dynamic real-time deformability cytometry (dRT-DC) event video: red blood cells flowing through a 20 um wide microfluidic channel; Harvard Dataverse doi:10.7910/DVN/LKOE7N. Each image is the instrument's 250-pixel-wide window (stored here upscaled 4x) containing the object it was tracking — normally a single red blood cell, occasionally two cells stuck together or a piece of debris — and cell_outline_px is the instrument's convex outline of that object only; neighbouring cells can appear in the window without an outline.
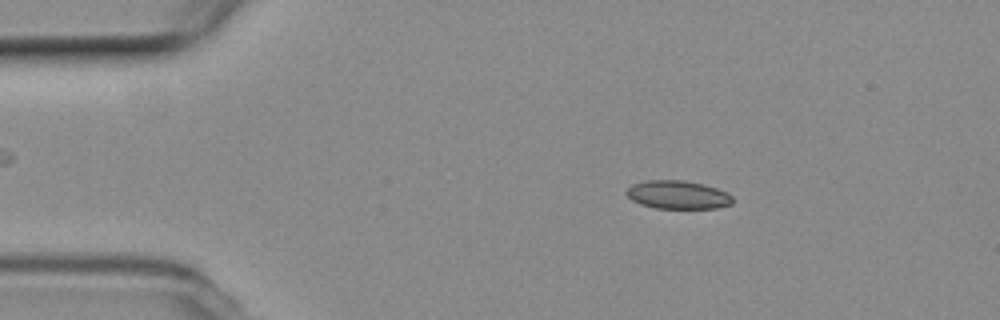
{"species": "common noctule bat (a hibernating species)", "species_latin": "Nyctalus noctula", "temperature_condition": "room temperature", "stored_images_in_passage": 3, "camera_frame_rate_fps": 3000, "um_per_image_px": 0.085, "animal": {"sex": "female", "body_mass_g": 19.3, "forearm_length_mm": 54.1}, "frame": {"image": 1, "passage_image": 1, "time_ms": 0.0, "image_size_px": [1000, 320], "cell_outline_px": [[732, 204], [716, 208], [656, 208], [640, 204], [632, 200], [624, 192], [632, 184], [648, 180], [684, 180], [704, 184], [728, 192], [732, 196]], "centroid_in_image_um": [57.61, 16.55], "position_along_channel_um": 27.4, "area_um2": 17.57}}
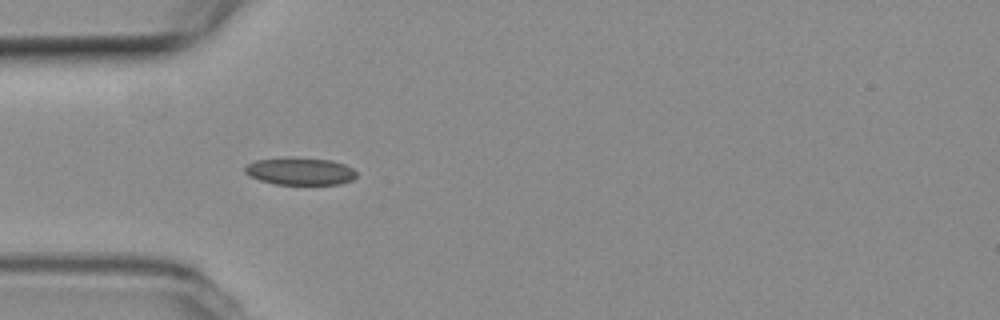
{"frame": {"image": 2, "passage_image": 3, "time_ms": 0.667, "image_size_px": [1000, 320], "cell_outline_px": [[356, 176], [352, 180], [340, 184], [276, 184], [260, 180], [244, 172], [244, 168], [248, 164], [256, 160], [284, 156], [332, 160], [344, 164], [352, 168], [356, 172]], "centroid_in_image_um": [25.51, 14.54], "position_along_channel_um": 59.5, "area_um2": 17.92}}